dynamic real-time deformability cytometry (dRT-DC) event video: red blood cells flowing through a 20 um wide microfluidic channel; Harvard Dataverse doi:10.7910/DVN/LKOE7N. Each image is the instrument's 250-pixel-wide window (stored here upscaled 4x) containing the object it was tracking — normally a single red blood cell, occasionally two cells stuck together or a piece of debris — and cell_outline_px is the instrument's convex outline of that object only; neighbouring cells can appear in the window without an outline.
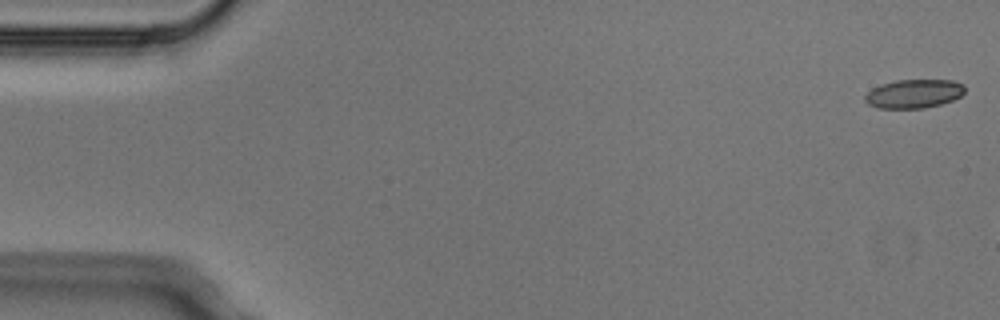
{"species": "Egyptian fruit bat (a non-hibernating species)", "species_latin": "Rousettus aegyptiacus", "temperature_condition": "cold", "stored_images_in_passage": 4, "camera_frame_rate_fps": 3000, "um_per_image_px": 0.085, "animal": {"sex": "male"}, "frame": {"image": 1, "passage_image": 1, "time_ms": 0.0, "image_size_px": [1000, 320], "cell_outline_px": [[964, 92], [960, 96], [952, 100], [940, 104], [924, 108], [876, 108], [868, 104], [864, 100], [864, 96], [872, 88], [896, 80], [952, 80], [964, 84]], "centroid_in_image_um": [77.67, 7.97], "position_along_channel_um": 7.3, "area_um2": 16.65}}